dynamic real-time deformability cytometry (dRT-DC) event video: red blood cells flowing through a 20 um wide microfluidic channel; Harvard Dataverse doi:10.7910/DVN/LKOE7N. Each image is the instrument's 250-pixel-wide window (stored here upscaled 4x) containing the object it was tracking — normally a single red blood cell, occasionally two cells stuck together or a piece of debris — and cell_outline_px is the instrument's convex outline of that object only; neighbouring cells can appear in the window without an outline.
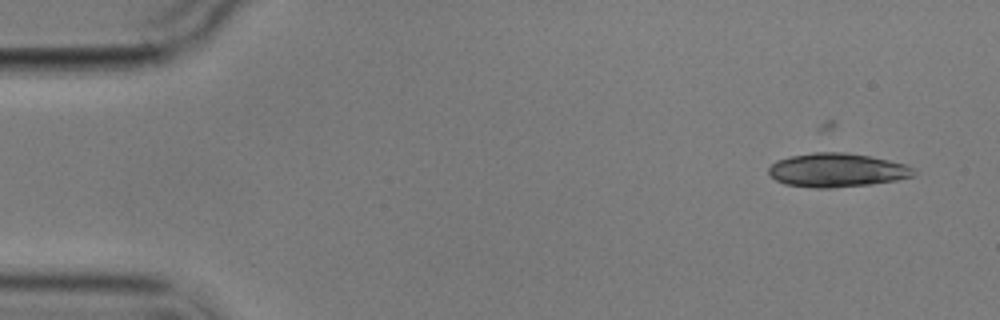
{"species": "common noctule bat (a hibernating species)", "species_latin": "Nyctalus noctula", "temperature_condition": "cold", "stored_images_in_passage": 4, "camera_frame_rate_fps": 3000, "um_per_image_px": 0.085, "animal": {"sex": "male", "body_mass_g": 17.9}, "frame": {"image": 1, "passage_image": 1, "time_ms": 0.0, "image_size_px": [1000, 320], "cell_outline_px": [[916, 172], [912, 176], [896, 180], [872, 184], [832, 188], [816, 188], [784, 184], [776, 180], [768, 172], [768, 168], [776, 160], [788, 156], [820, 148], [868, 156], [908, 164]], "centroid_in_image_um": [71.08, 14.42], "position_along_channel_um": 13.9, "area_um2": 29.36}}